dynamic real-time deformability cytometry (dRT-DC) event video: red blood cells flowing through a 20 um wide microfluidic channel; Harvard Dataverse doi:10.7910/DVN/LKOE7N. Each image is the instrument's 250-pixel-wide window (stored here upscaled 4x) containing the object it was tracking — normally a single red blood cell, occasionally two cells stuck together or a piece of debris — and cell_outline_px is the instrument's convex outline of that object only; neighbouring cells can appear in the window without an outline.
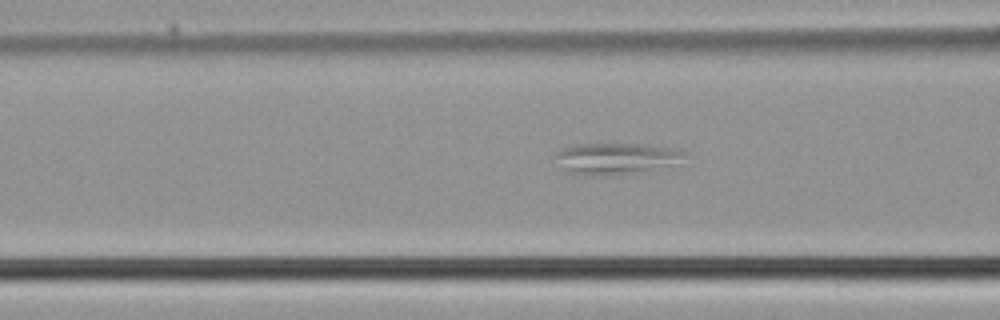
{"species": "common noctule bat (a hibernating species)", "species_latin": "Nyctalus noctula", "temperature_condition": "cold", "stored_images_in_passage": 52, "camera_frame_rate_fps": 3000, "um_per_image_px": 0.085, "animal": {"sex": "male", "body_mass_g": 21.5, "forearm_length_mm": 52.0}, "frame": {"image": 1, "passage_image": 21, "time_ms": 6.667, "image_size_px": [1000, 320], "cell_outline_px": [[684, 156], [680, 164], [616, 176], [588, 176], [568, 172], [560, 168], [556, 156], [556, 152], [560, 148], [568, 144], [644, 144], [676, 148], [684, 152]], "centroid_in_image_um": [52.34, 13.48], "position_along_channel_um": 114.3, "area_um2": 24.22}}
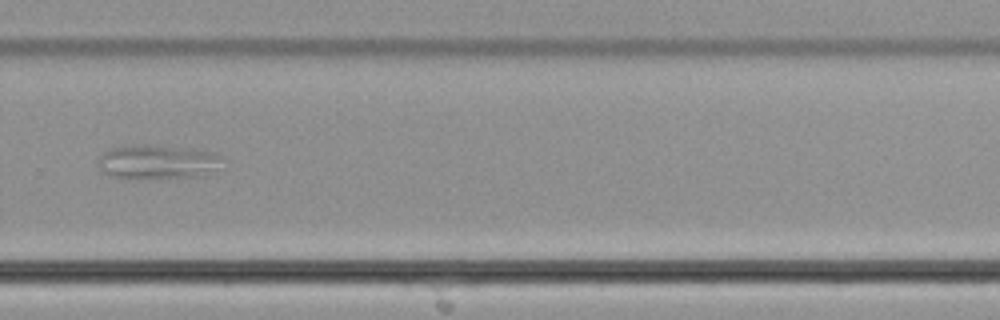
{"frame": {"image": 2, "passage_image": 36, "time_ms": 11.667, "image_size_px": [1000, 320], "cell_outline_px": [[212, 156], [208, 168], [204, 176], [112, 176], [104, 172], [100, 164], [100, 156], [104, 152], [112, 148], [144, 144], [148, 144], [212, 152]], "centroid_in_image_um": [13.16, 13.71], "position_along_channel_um": 316.6, "area_um2": 22.08}}
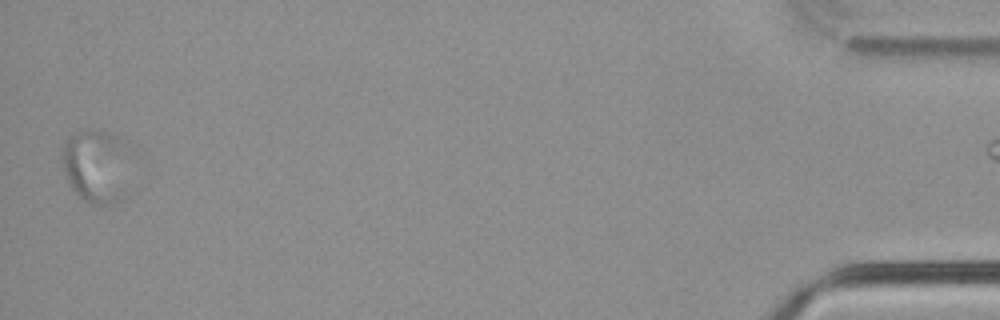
{"frame": {"image": 3, "passage_image": 51, "time_ms": 16.667, "image_size_px": [1000, 320], "cell_outline_px": [[124, 192], [112, 204], [88, 204], [72, 188], [64, 172], [64, 144], [80, 128], [100, 128], [116, 136], [120, 140]], "centroid_in_image_um": [8.04, 14.08], "position_along_channel_um": 427.2, "area_um2": 27.34}}